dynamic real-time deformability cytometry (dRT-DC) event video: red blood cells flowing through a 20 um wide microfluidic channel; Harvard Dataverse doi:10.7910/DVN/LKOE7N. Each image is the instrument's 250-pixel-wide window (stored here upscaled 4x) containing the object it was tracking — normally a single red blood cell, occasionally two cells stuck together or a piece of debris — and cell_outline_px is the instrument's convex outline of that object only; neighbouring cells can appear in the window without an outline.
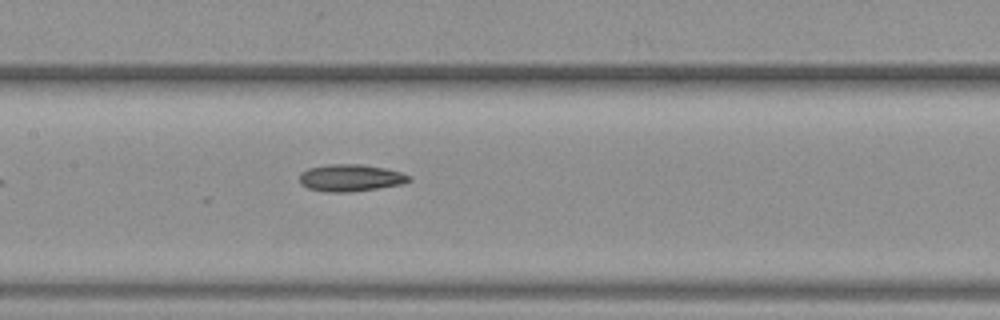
{"species": "common noctule bat (a hibernating species)", "species_latin": "Nyctalus noctula", "temperature_condition": "warm", "stored_images_in_passage": 6, "camera_frame_rate_fps": 3000, "um_per_image_px": 0.085, "animal": {"sex": "female", "body_mass_g": 19.3, "forearm_length_mm": 54.1}, "frame": {"image": 1, "passage_image": 6, "time_ms": 7.0, "image_size_px": [1000, 320], "cell_outline_px": [[412, 180], [404, 184], [352, 192], [324, 192], [308, 188], [300, 184], [300, 172], [308, 168], [324, 164], [364, 164], [384, 168], [400, 172], [412, 176]], "centroid_in_image_um": [29.8, 15.11], "position_along_channel_um": 177.6, "area_um2": 17.57}}